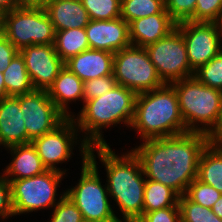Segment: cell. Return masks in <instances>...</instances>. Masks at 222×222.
<instances>
[{"label": "cell", "mask_w": 222, "mask_h": 222, "mask_svg": "<svg viewBox=\"0 0 222 222\" xmlns=\"http://www.w3.org/2000/svg\"><path fill=\"white\" fill-rule=\"evenodd\" d=\"M17 7L18 5L16 0H0V10H2L4 13L9 12Z\"/></svg>", "instance_id": "cell-40"}, {"label": "cell", "mask_w": 222, "mask_h": 222, "mask_svg": "<svg viewBox=\"0 0 222 222\" xmlns=\"http://www.w3.org/2000/svg\"><path fill=\"white\" fill-rule=\"evenodd\" d=\"M210 143L201 132L143 140L132 150L139 157L146 179L162 183L179 196L197 178L200 156Z\"/></svg>", "instance_id": "cell-1"}, {"label": "cell", "mask_w": 222, "mask_h": 222, "mask_svg": "<svg viewBox=\"0 0 222 222\" xmlns=\"http://www.w3.org/2000/svg\"><path fill=\"white\" fill-rule=\"evenodd\" d=\"M89 152H96L105 165L107 190L123 222H136L143 214L146 181L139 157L132 149L118 156L109 144L90 146Z\"/></svg>", "instance_id": "cell-2"}, {"label": "cell", "mask_w": 222, "mask_h": 222, "mask_svg": "<svg viewBox=\"0 0 222 222\" xmlns=\"http://www.w3.org/2000/svg\"><path fill=\"white\" fill-rule=\"evenodd\" d=\"M136 222H181L179 206H171L142 214Z\"/></svg>", "instance_id": "cell-35"}, {"label": "cell", "mask_w": 222, "mask_h": 222, "mask_svg": "<svg viewBox=\"0 0 222 222\" xmlns=\"http://www.w3.org/2000/svg\"><path fill=\"white\" fill-rule=\"evenodd\" d=\"M165 9L178 24L188 21L195 12L197 0H164Z\"/></svg>", "instance_id": "cell-34"}, {"label": "cell", "mask_w": 222, "mask_h": 222, "mask_svg": "<svg viewBox=\"0 0 222 222\" xmlns=\"http://www.w3.org/2000/svg\"><path fill=\"white\" fill-rule=\"evenodd\" d=\"M3 27H4V12L0 10V34H4Z\"/></svg>", "instance_id": "cell-44"}, {"label": "cell", "mask_w": 222, "mask_h": 222, "mask_svg": "<svg viewBox=\"0 0 222 222\" xmlns=\"http://www.w3.org/2000/svg\"><path fill=\"white\" fill-rule=\"evenodd\" d=\"M176 29L182 34L190 68L195 72L222 50V29L218 22L184 21Z\"/></svg>", "instance_id": "cell-11"}, {"label": "cell", "mask_w": 222, "mask_h": 222, "mask_svg": "<svg viewBox=\"0 0 222 222\" xmlns=\"http://www.w3.org/2000/svg\"><path fill=\"white\" fill-rule=\"evenodd\" d=\"M179 195L170 187L149 179L145 181L143 214L158 209L179 206Z\"/></svg>", "instance_id": "cell-25"}, {"label": "cell", "mask_w": 222, "mask_h": 222, "mask_svg": "<svg viewBox=\"0 0 222 222\" xmlns=\"http://www.w3.org/2000/svg\"><path fill=\"white\" fill-rule=\"evenodd\" d=\"M19 50L4 36L0 40V71L6 69Z\"/></svg>", "instance_id": "cell-37"}, {"label": "cell", "mask_w": 222, "mask_h": 222, "mask_svg": "<svg viewBox=\"0 0 222 222\" xmlns=\"http://www.w3.org/2000/svg\"><path fill=\"white\" fill-rule=\"evenodd\" d=\"M113 58L114 53L88 49L67 60L64 66L85 82L113 75Z\"/></svg>", "instance_id": "cell-18"}, {"label": "cell", "mask_w": 222, "mask_h": 222, "mask_svg": "<svg viewBox=\"0 0 222 222\" xmlns=\"http://www.w3.org/2000/svg\"><path fill=\"white\" fill-rule=\"evenodd\" d=\"M137 94L119 84L103 95L86 101L78 116L73 120L79 133H83L79 152L82 159H88L90 146L107 145L102 129L125 124L131 126Z\"/></svg>", "instance_id": "cell-3"}, {"label": "cell", "mask_w": 222, "mask_h": 222, "mask_svg": "<svg viewBox=\"0 0 222 222\" xmlns=\"http://www.w3.org/2000/svg\"><path fill=\"white\" fill-rule=\"evenodd\" d=\"M84 82L66 66L60 71L54 83L48 88L49 98L54 102L57 109L66 117H76L69 110V103L81 99L83 101Z\"/></svg>", "instance_id": "cell-20"}, {"label": "cell", "mask_w": 222, "mask_h": 222, "mask_svg": "<svg viewBox=\"0 0 222 222\" xmlns=\"http://www.w3.org/2000/svg\"><path fill=\"white\" fill-rule=\"evenodd\" d=\"M10 216H14L11 184L3 175H0V218L6 220Z\"/></svg>", "instance_id": "cell-36"}, {"label": "cell", "mask_w": 222, "mask_h": 222, "mask_svg": "<svg viewBox=\"0 0 222 222\" xmlns=\"http://www.w3.org/2000/svg\"><path fill=\"white\" fill-rule=\"evenodd\" d=\"M4 37V34H0V40Z\"/></svg>", "instance_id": "cell-45"}, {"label": "cell", "mask_w": 222, "mask_h": 222, "mask_svg": "<svg viewBox=\"0 0 222 222\" xmlns=\"http://www.w3.org/2000/svg\"><path fill=\"white\" fill-rule=\"evenodd\" d=\"M82 222H123V220L120 218H112L109 220H103V221H89V220H82Z\"/></svg>", "instance_id": "cell-43"}, {"label": "cell", "mask_w": 222, "mask_h": 222, "mask_svg": "<svg viewBox=\"0 0 222 222\" xmlns=\"http://www.w3.org/2000/svg\"><path fill=\"white\" fill-rule=\"evenodd\" d=\"M19 8H45L50 0H16Z\"/></svg>", "instance_id": "cell-38"}, {"label": "cell", "mask_w": 222, "mask_h": 222, "mask_svg": "<svg viewBox=\"0 0 222 222\" xmlns=\"http://www.w3.org/2000/svg\"><path fill=\"white\" fill-rule=\"evenodd\" d=\"M9 97L7 95V91L5 88V83H4V76H3V72L0 71V100Z\"/></svg>", "instance_id": "cell-42"}, {"label": "cell", "mask_w": 222, "mask_h": 222, "mask_svg": "<svg viewBox=\"0 0 222 222\" xmlns=\"http://www.w3.org/2000/svg\"><path fill=\"white\" fill-rule=\"evenodd\" d=\"M130 127L139 133L142 141L188 132L174 87L164 84L160 88L137 94Z\"/></svg>", "instance_id": "cell-4"}, {"label": "cell", "mask_w": 222, "mask_h": 222, "mask_svg": "<svg viewBox=\"0 0 222 222\" xmlns=\"http://www.w3.org/2000/svg\"><path fill=\"white\" fill-rule=\"evenodd\" d=\"M2 72L8 96L23 95L35 90L20 53L13 57L9 66Z\"/></svg>", "instance_id": "cell-24"}, {"label": "cell", "mask_w": 222, "mask_h": 222, "mask_svg": "<svg viewBox=\"0 0 222 222\" xmlns=\"http://www.w3.org/2000/svg\"><path fill=\"white\" fill-rule=\"evenodd\" d=\"M177 23L169 13H157L129 23L131 45L145 48L146 46L168 36Z\"/></svg>", "instance_id": "cell-17"}, {"label": "cell", "mask_w": 222, "mask_h": 222, "mask_svg": "<svg viewBox=\"0 0 222 222\" xmlns=\"http://www.w3.org/2000/svg\"><path fill=\"white\" fill-rule=\"evenodd\" d=\"M97 164L96 155L89 152L88 159H82L78 184L65 190V195L81 211L84 220L103 221L118 218L110 204L107 185L101 184Z\"/></svg>", "instance_id": "cell-6"}, {"label": "cell", "mask_w": 222, "mask_h": 222, "mask_svg": "<svg viewBox=\"0 0 222 222\" xmlns=\"http://www.w3.org/2000/svg\"><path fill=\"white\" fill-rule=\"evenodd\" d=\"M114 75L99 77L84 82L83 104L86 101L99 97L116 86Z\"/></svg>", "instance_id": "cell-33"}, {"label": "cell", "mask_w": 222, "mask_h": 222, "mask_svg": "<svg viewBox=\"0 0 222 222\" xmlns=\"http://www.w3.org/2000/svg\"><path fill=\"white\" fill-rule=\"evenodd\" d=\"M178 204L181 222H222L211 209L190 201L185 195L179 196Z\"/></svg>", "instance_id": "cell-27"}, {"label": "cell", "mask_w": 222, "mask_h": 222, "mask_svg": "<svg viewBox=\"0 0 222 222\" xmlns=\"http://www.w3.org/2000/svg\"><path fill=\"white\" fill-rule=\"evenodd\" d=\"M197 179L222 193V146L209 143L203 150Z\"/></svg>", "instance_id": "cell-22"}, {"label": "cell", "mask_w": 222, "mask_h": 222, "mask_svg": "<svg viewBox=\"0 0 222 222\" xmlns=\"http://www.w3.org/2000/svg\"><path fill=\"white\" fill-rule=\"evenodd\" d=\"M164 84L194 76L182 34L174 29L168 36L145 47Z\"/></svg>", "instance_id": "cell-10"}, {"label": "cell", "mask_w": 222, "mask_h": 222, "mask_svg": "<svg viewBox=\"0 0 222 222\" xmlns=\"http://www.w3.org/2000/svg\"><path fill=\"white\" fill-rule=\"evenodd\" d=\"M157 13H168L164 0H121V18L128 24Z\"/></svg>", "instance_id": "cell-26"}, {"label": "cell", "mask_w": 222, "mask_h": 222, "mask_svg": "<svg viewBox=\"0 0 222 222\" xmlns=\"http://www.w3.org/2000/svg\"><path fill=\"white\" fill-rule=\"evenodd\" d=\"M44 9L55 31L85 28L90 21L81 0H50Z\"/></svg>", "instance_id": "cell-21"}, {"label": "cell", "mask_w": 222, "mask_h": 222, "mask_svg": "<svg viewBox=\"0 0 222 222\" xmlns=\"http://www.w3.org/2000/svg\"><path fill=\"white\" fill-rule=\"evenodd\" d=\"M113 75L116 83L136 94L148 92L164 85L150 61L145 48L130 45L114 53Z\"/></svg>", "instance_id": "cell-9"}, {"label": "cell", "mask_w": 222, "mask_h": 222, "mask_svg": "<svg viewBox=\"0 0 222 222\" xmlns=\"http://www.w3.org/2000/svg\"><path fill=\"white\" fill-rule=\"evenodd\" d=\"M20 109V95L0 100V146L6 148L31 143Z\"/></svg>", "instance_id": "cell-16"}, {"label": "cell", "mask_w": 222, "mask_h": 222, "mask_svg": "<svg viewBox=\"0 0 222 222\" xmlns=\"http://www.w3.org/2000/svg\"><path fill=\"white\" fill-rule=\"evenodd\" d=\"M63 175V172L47 170L41 175L12 180L10 184L14 216L53 208L65 195L64 191L59 199L56 198Z\"/></svg>", "instance_id": "cell-8"}, {"label": "cell", "mask_w": 222, "mask_h": 222, "mask_svg": "<svg viewBox=\"0 0 222 222\" xmlns=\"http://www.w3.org/2000/svg\"><path fill=\"white\" fill-rule=\"evenodd\" d=\"M53 209L49 222H82L83 220L81 211L66 195L61 198Z\"/></svg>", "instance_id": "cell-32"}, {"label": "cell", "mask_w": 222, "mask_h": 222, "mask_svg": "<svg viewBox=\"0 0 222 222\" xmlns=\"http://www.w3.org/2000/svg\"><path fill=\"white\" fill-rule=\"evenodd\" d=\"M209 141L211 144L222 146V113L218 126L209 135Z\"/></svg>", "instance_id": "cell-39"}, {"label": "cell", "mask_w": 222, "mask_h": 222, "mask_svg": "<svg viewBox=\"0 0 222 222\" xmlns=\"http://www.w3.org/2000/svg\"><path fill=\"white\" fill-rule=\"evenodd\" d=\"M85 31L90 49L116 53L131 45L129 24L121 17L113 20H90Z\"/></svg>", "instance_id": "cell-15"}, {"label": "cell", "mask_w": 222, "mask_h": 222, "mask_svg": "<svg viewBox=\"0 0 222 222\" xmlns=\"http://www.w3.org/2000/svg\"><path fill=\"white\" fill-rule=\"evenodd\" d=\"M7 149L13 158L4 169L3 176L9 182L41 175L47 171L32 143L14 145Z\"/></svg>", "instance_id": "cell-19"}, {"label": "cell", "mask_w": 222, "mask_h": 222, "mask_svg": "<svg viewBox=\"0 0 222 222\" xmlns=\"http://www.w3.org/2000/svg\"><path fill=\"white\" fill-rule=\"evenodd\" d=\"M222 20V0H197L192 22H218Z\"/></svg>", "instance_id": "cell-31"}, {"label": "cell", "mask_w": 222, "mask_h": 222, "mask_svg": "<svg viewBox=\"0 0 222 222\" xmlns=\"http://www.w3.org/2000/svg\"><path fill=\"white\" fill-rule=\"evenodd\" d=\"M194 76L202 84L222 90V50L195 71Z\"/></svg>", "instance_id": "cell-29"}, {"label": "cell", "mask_w": 222, "mask_h": 222, "mask_svg": "<svg viewBox=\"0 0 222 222\" xmlns=\"http://www.w3.org/2000/svg\"><path fill=\"white\" fill-rule=\"evenodd\" d=\"M53 45L64 63L75 55L90 49L85 28L55 31Z\"/></svg>", "instance_id": "cell-23"}, {"label": "cell", "mask_w": 222, "mask_h": 222, "mask_svg": "<svg viewBox=\"0 0 222 222\" xmlns=\"http://www.w3.org/2000/svg\"><path fill=\"white\" fill-rule=\"evenodd\" d=\"M211 210L219 217L222 219V195L220 198L214 203L213 207Z\"/></svg>", "instance_id": "cell-41"}, {"label": "cell", "mask_w": 222, "mask_h": 222, "mask_svg": "<svg viewBox=\"0 0 222 222\" xmlns=\"http://www.w3.org/2000/svg\"><path fill=\"white\" fill-rule=\"evenodd\" d=\"M19 53L35 89L48 90L64 67L53 44L26 46Z\"/></svg>", "instance_id": "cell-14"}, {"label": "cell", "mask_w": 222, "mask_h": 222, "mask_svg": "<svg viewBox=\"0 0 222 222\" xmlns=\"http://www.w3.org/2000/svg\"><path fill=\"white\" fill-rule=\"evenodd\" d=\"M77 132L79 133V130L73 117H68L52 131L31 141L47 170H56L66 174V169L57 168L56 165L69 161L74 154L72 153L74 146L79 141Z\"/></svg>", "instance_id": "cell-12"}, {"label": "cell", "mask_w": 222, "mask_h": 222, "mask_svg": "<svg viewBox=\"0 0 222 222\" xmlns=\"http://www.w3.org/2000/svg\"><path fill=\"white\" fill-rule=\"evenodd\" d=\"M171 85L177 93L186 130L210 135L221 118L222 90L202 84L195 76Z\"/></svg>", "instance_id": "cell-5"}, {"label": "cell", "mask_w": 222, "mask_h": 222, "mask_svg": "<svg viewBox=\"0 0 222 222\" xmlns=\"http://www.w3.org/2000/svg\"><path fill=\"white\" fill-rule=\"evenodd\" d=\"M20 109L30 142L52 131L66 118L49 98L47 90L35 89L20 95Z\"/></svg>", "instance_id": "cell-13"}, {"label": "cell", "mask_w": 222, "mask_h": 222, "mask_svg": "<svg viewBox=\"0 0 222 222\" xmlns=\"http://www.w3.org/2000/svg\"><path fill=\"white\" fill-rule=\"evenodd\" d=\"M190 201L211 209L222 193L213 186L199 181L197 178L187 187L184 194Z\"/></svg>", "instance_id": "cell-30"}, {"label": "cell", "mask_w": 222, "mask_h": 222, "mask_svg": "<svg viewBox=\"0 0 222 222\" xmlns=\"http://www.w3.org/2000/svg\"><path fill=\"white\" fill-rule=\"evenodd\" d=\"M90 20H113L121 16V0H81Z\"/></svg>", "instance_id": "cell-28"}, {"label": "cell", "mask_w": 222, "mask_h": 222, "mask_svg": "<svg viewBox=\"0 0 222 222\" xmlns=\"http://www.w3.org/2000/svg\"><path fill=\"white\" fill-rule=\"evenodd\" d=\"M4 36L21 50L31 45L53 44L55 30L43 8H15L4 13Z\"/></svg>", "instance_id": "cell-7"}]
</instances>
